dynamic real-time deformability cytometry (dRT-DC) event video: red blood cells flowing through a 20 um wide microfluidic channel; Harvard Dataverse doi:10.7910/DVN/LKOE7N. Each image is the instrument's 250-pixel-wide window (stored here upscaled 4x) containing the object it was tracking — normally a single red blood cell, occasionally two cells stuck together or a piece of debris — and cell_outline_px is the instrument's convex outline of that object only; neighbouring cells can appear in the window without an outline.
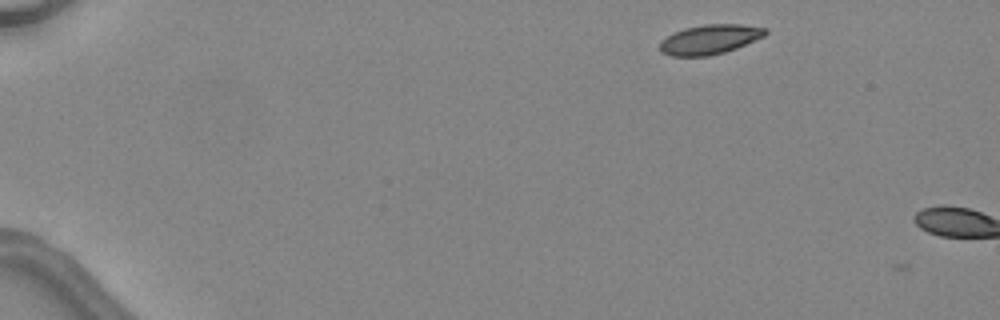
{"species": "common noctule bat (a hibernating species)", "species_latin": "Nyctalus noctula", "temperature_condition": "warm", "stored_images_in_passage": 2, "camera_frame_rate_fps": 3000, "um_per_image_px": 0.085, "animal": {"sex": "female", "body_mass_g": 24.6, "forearm_length_mm": 56.2}, "frame": {"image": 1, "passage_image": 1, "time_ms": 0.0, "image_size_px": [1000, 320], "cell_outline_px": [[768, 32], [764, 36], [736, 48], [724, 52], [708, 56], [672, 56], [660, 52], [660, 40], [672, 32], [684, 28], [704, 24], [740, 24], [768, 28]], "centroid_in_image_um": [60.3, 3.34], "position_along_channel_um": 24.7, "area_um2": 18.32}}